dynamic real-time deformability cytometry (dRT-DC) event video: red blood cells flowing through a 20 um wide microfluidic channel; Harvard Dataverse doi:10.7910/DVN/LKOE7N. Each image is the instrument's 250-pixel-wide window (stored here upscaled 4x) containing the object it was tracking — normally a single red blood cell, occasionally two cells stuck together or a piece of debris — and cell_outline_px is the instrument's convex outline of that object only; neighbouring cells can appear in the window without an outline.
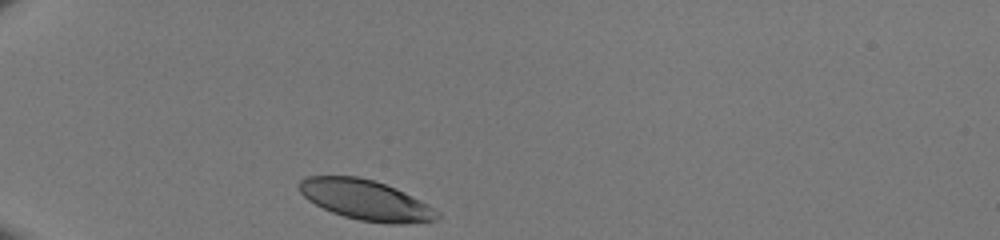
{"species": "human", "species_latin": "Homo sapiens", "temperature_condition": "room temperature", "stored_images_in_passage": 28, "camera_frame_rate_fps": 3000, "um_per_image_px": 0.085, "donor": {"sex": "male"}, "frame": {"image": 1, "passage_image": 1, "time_ms": 0.0, "image_size_px": [1000, 240], "cell_outline_px": [[440, 216], [436, 220], [404, 224], [388, 224], [360, 220], [344, 216], [332, 212], [308, 200], [300, 192], [300, 180], [308, 176], [360, 176], [396, 188], [428, 204], [440, 212]], "centroid_in_image_um": [31.12, 17.01], "position_along_channel_um": 53.9, "area_um2": 32.14}}
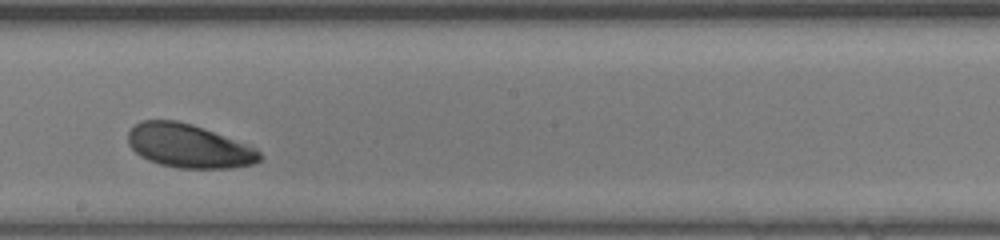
{"frame": {"image": 2, "passage_image": 16, "time_ms": 5.0, "image_size_px": [1000, 240], "cell_outline_px": [[264, 156], [260, 160], [252, 164], [232, 168], [176, 168], [160, 164], [148, 160], [140, 156], [128, 144], [128, 132], [140, 120], [176, 120], [192, 124], [204, 128], [256, 148]], "centroid_in_image_um": [16.04, 12.41], "position_along_channel_um": 232.2, "area_um2": 33.47}}
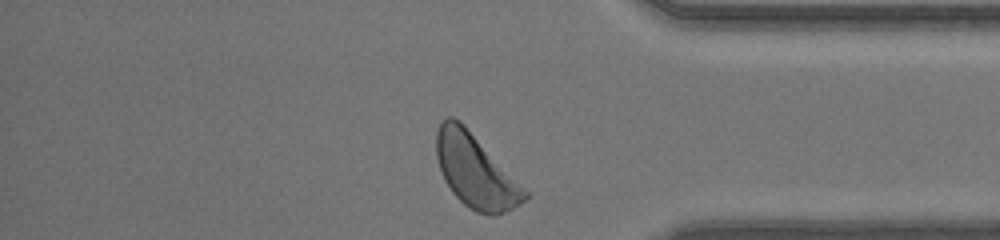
{"frame": {"image": 3, "passage_image": 28, "time_ms": 9.0, "image_size_px": [1000, 240], "cell_outline_px": [[528, 196], [520, 204], [504, 212], [492, 216], [476, 212], [464, 204], [452, 192], [444, 180], [436, 156], [436, 132], [440, 120], [448, 116], [452, 116], [460, 120], [464, 124], [528, 192]], "centroid_in_image_um": [40.37, 14.52], "position_along_channel_um": 394.8, "area_um2": 37.34}}